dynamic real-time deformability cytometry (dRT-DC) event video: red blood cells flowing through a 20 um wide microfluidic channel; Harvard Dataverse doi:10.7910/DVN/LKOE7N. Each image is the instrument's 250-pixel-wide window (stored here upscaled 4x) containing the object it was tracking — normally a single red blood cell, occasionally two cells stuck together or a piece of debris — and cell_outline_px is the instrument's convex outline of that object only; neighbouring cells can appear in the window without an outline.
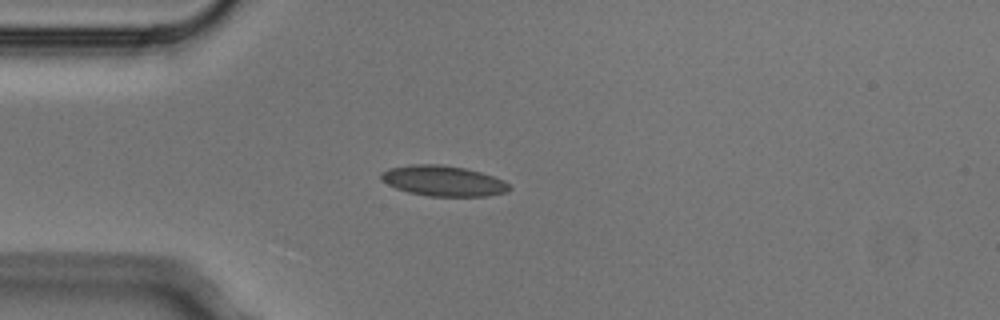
{"species": "Egyptian fruit bat (a non-hibernating species)", "species_latin": "Rousettus aegyptiacus", "temperature_condition": "cold", "stored_images_in_passage": 4, "camera_frame_rate_fps": 3000, "um_per_image_px": 0.085, "animal": {"sex": "male"}, "frame": {"image": 1, "passage_image": 4, "time_ms": 1.0, "image_size_px": [1000, 320], "cell_outline_px": [[512, 188], [508, 192], [488, 196], [428, 196], [408, 192], [396, 188], [380, 180], [380, 172], [388, 168], [408, 164], [440, 164], [464, 168], [480, 172], [504, 180]], "centroid_in_image_um": [37.65, 15.37], "position_along_channel_um": 47.3, "area_um2": 22.95}}